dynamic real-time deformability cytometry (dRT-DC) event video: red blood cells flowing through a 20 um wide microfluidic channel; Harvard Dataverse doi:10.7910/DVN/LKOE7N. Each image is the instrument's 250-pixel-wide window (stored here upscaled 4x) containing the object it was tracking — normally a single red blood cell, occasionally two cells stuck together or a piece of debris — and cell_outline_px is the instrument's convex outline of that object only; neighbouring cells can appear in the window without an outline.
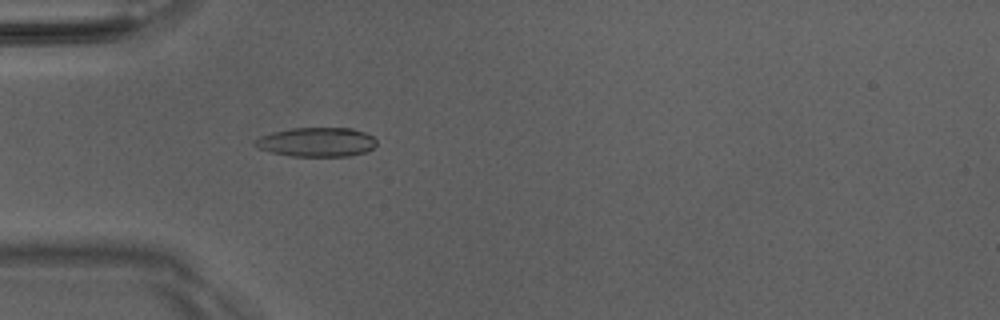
{"species": "Egyptian fruit bat (a non-hibernating species)", "species_latin": "Rousettus aegyptiacus", "temperature_condition": "room temperature", "stored_images_in_passage": 27, "camera_frame_rate_fps": 3000, "um_per_image_px": 0.085, "animal": {"sex": "male"}, "frame": {"image": 1, "passage_image": 15, "time_ms": 4.667, "image_size_px": [1000, 320], "cell_outline_px": [[376, 144], [372, 148], [364, 152], [348, 156], [288, 156], [272, 152], [260, 148], [252, 144], [252, 140], [260, 136], [272, 132], [292, 128], [352, 128], [364, 132], [372, 136], [376, 140]], "centroid_in_image_um": [26.88, 12.07], "position_along_channel_um": 58.1, "area_um2": 20.69}}
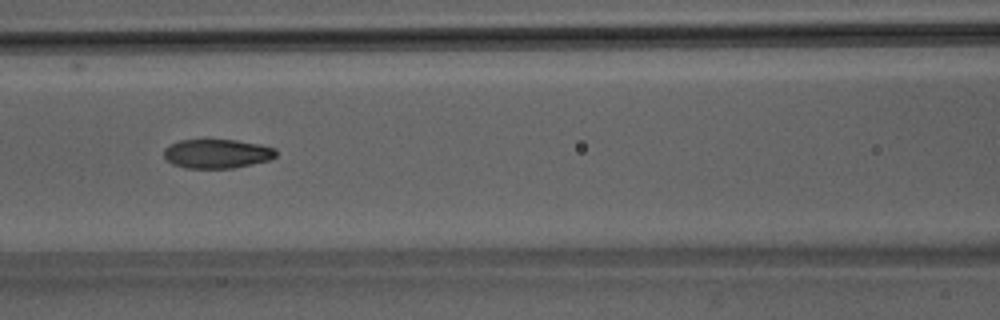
{"frame": {"image": 2, "passage_image": 22, "time_ms": 7.0, "image_size_px": [1000, 320], "cell_outline_px": [[276, 156], [268, 160], [252, 164], [232, 168], [184, 168], [172, 164], [164, 156], [164, 148], [180, 140], [236, 140], [260, 144], [276, 148]], "centroid_in_image_um": [18.45, 13.06], "position_along_channel_um": 148.1, "area_um2": 18.96}}